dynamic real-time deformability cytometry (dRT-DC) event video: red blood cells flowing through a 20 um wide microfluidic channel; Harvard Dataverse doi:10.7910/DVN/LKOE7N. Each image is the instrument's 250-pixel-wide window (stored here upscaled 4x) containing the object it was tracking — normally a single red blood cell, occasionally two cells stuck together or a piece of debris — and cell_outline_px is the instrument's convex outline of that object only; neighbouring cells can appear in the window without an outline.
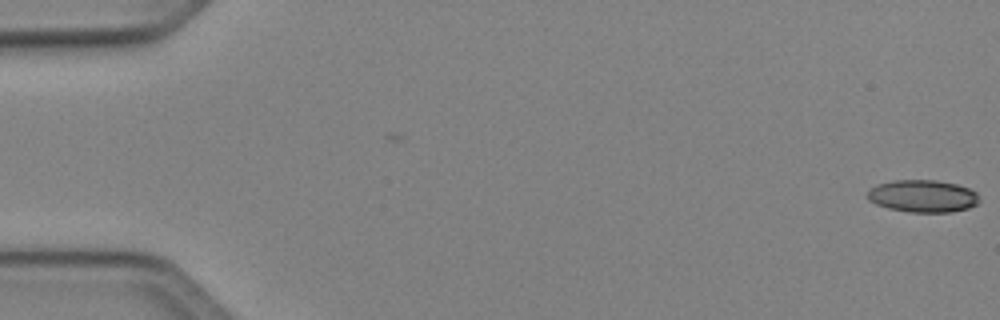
{"species": "Egyptian fruit bat (a non-hibernating species)", "species_latin": "Rousettus aegyptiacus", "temperature_condition": "cold", "stored_images_in_passage": 5, "camera_frame_rate_fps": 3000, "um_per_image_px": 0.085, "animal": {"sex": "female"}, "frame": {"image": 1, "passage_image": 5, "time_ms": 1.333, "image_size_px": [1000, 320], "cell_outline_px": [[980, 200], [976, 204], [968, 208], [952, 212], [908, 212], [888, 208], [876, 204], [868, 200], [868, 192], [876, 184], [892, 180], [936, 180], [956, 184], [968, 188], [976, 192]], "centroid_in_image_um": [78.43, 16.67], "position_along_channel_um": 6.6, "area_um2": 21.1}}